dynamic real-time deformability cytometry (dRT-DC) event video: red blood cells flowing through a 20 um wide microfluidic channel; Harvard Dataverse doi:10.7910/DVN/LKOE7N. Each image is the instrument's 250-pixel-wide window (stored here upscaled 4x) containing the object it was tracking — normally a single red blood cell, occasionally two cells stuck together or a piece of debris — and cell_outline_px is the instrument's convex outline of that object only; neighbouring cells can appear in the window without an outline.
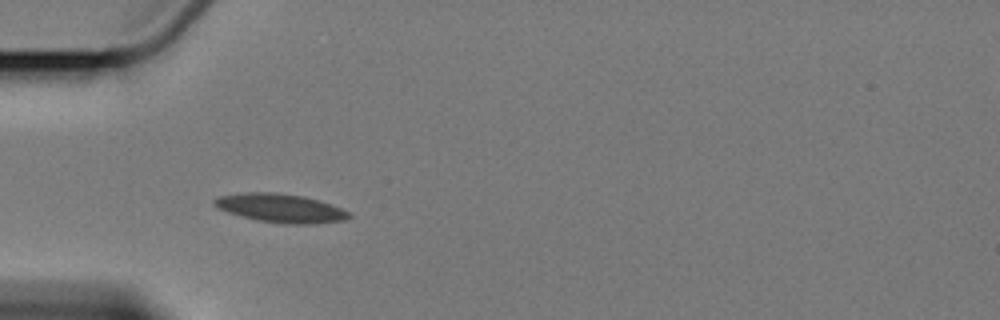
{"species": "Egyptian fruit bat (a non-hibernating species)", "species_latin": "Rousettus aegyptiacus", "temperature_condition": "cold", "stored_images_in_passage": 6, "camera_frame_rate_fps": 3000, "um_per_image_px": 0.085, "animal": {"sex": "female"}, "frame": {"image": 1, "passage_image": 4, "time_ms": 4.333, "image_size_px": [1000, 320], "cell_outline_px": [[352, 216], [348, 220], [316, 224], [284, 224], [256, 220], [228, 212], [216, 208], [212, 204], [212, 200], [220, 196], [248, 192], [272, 192], [300, 196], [316, 200], [340, 208], [348, 212]], "centroid_in_image_um": [23.83, 17.71], "position_along_channel_um": 61.2, "area_um2": 22.37}}
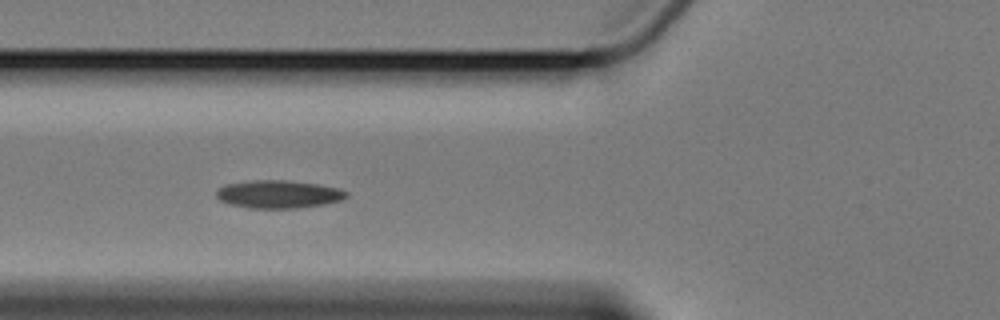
{"frame": {"image": 2, "passage_image": 5, "time_ms": 5.667, "image_size_px": [1000, 320], "cell_outline_px": [[348, 196], [344, 200], [324, 204], [296, 208], [248, 208], [228, 204], [220, 200], [216, 196], [216, 192], [220, 188], [228, 184], [252, 180], [284, 180], [316, 184], [340, 188], [348, 192]], "centroid_in_image_um": [23.7, 16.51], "position_along_channel_um": 102.1, "area_um2": 21.15}}
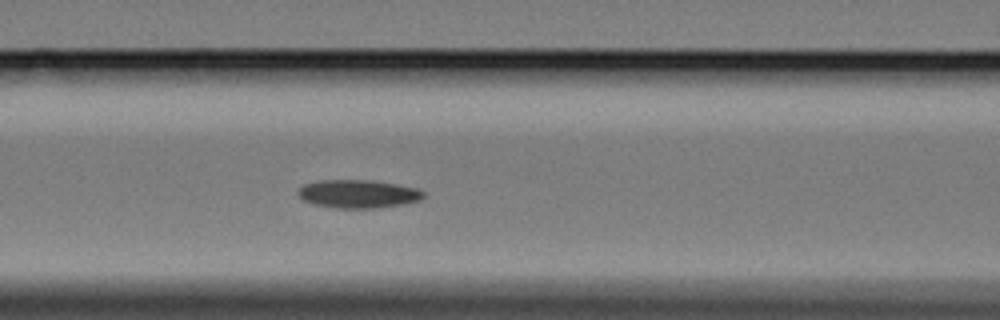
{"frame": {"image": 3, "passage_image": 6, "time_ms": 6.667, "image_size_px": [1000, 320], "cell_outline_px": [[428, 196], [420, 200], [404, 204], [376, 208], [336, 208], [312, 204], [304, 200], [300, 196], [300, 188], [304, 184], [316, 180], [372, 180], [420, 188]], "centroid_in_image_um": [30.51, 16.48], "position_along_channel_um": 136.1, "area_um2": 20.81}}